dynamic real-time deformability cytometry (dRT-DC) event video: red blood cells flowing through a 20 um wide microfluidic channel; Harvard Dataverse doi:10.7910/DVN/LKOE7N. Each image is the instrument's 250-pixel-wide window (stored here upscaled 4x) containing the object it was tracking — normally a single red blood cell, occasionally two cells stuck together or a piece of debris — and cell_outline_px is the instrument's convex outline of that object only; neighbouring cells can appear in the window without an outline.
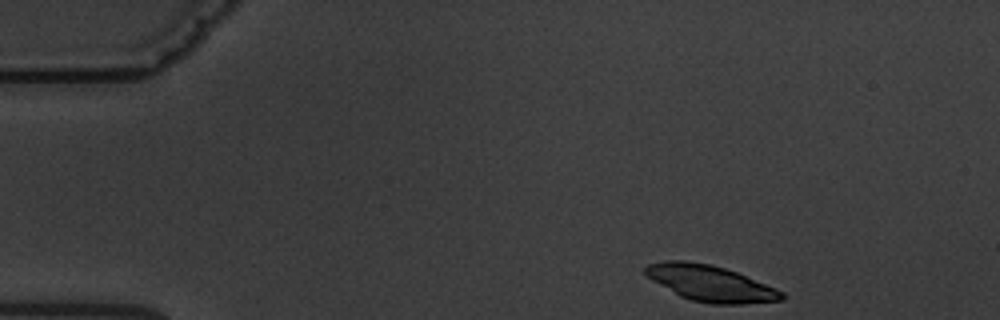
{"species": "common noctule bat (a hibernating species)", "species_latin": "Nyctalus noctula", "temperature_condition": "warm", "stored_images_in_passage": 3, "camera_frame_rate_fps": 3000, "um_per_image_px": 0.085, "animal": {"sex": "male", "body_mass_g": 19.5, "forearm_length_mm": 54.6}, "frame": {"image": 1, "passage_image": 1, "time_ms": 0.0, "image_size_px": [1000, 320], "cell_outline_px": [[784, 300], [744, 304], [712, 304], [692, 300], [680, 296], [652, 280], [644, 272], [644, 268], [648, 264], [664, 260], [688, 260], [708, 264], [724, 268], [736, 272], [776, 288], [784, 292]], "centroid_in_image_um": [60.38, 24.08], "position_along_channel_um": 24.6, "area_um2": 28.5}}